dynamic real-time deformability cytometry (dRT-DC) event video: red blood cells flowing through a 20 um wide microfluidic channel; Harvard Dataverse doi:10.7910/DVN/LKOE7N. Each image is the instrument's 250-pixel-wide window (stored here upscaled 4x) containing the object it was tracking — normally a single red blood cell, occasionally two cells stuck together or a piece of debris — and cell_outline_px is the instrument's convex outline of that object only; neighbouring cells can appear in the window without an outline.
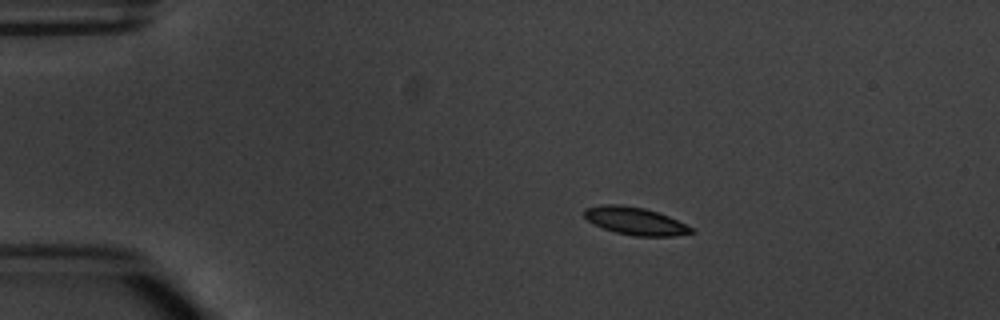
{"species": "common noctule bat (a hibernating species)", "species_latin": "Nyctalus noctula", "temperature_condition": "warm", "stored_images_in_passage": 3, "camera_frame_rate_fps": 3000, "um_per_image_px": 0.085, "animal": {"sex": "male", "body_mass_g": 20.1, "forearm_length_mm": 53.5}, "frame": {"image": 1, "passage_image": 2, "time_ms": 1.0, "image_size_px": [1000, 320], "cell_outline_px": [[696, 232], [672, 236], [636, 236], [616, 232], [592, 224], [584, 216], [584, 208], [604, 204], [620, 204], [644, 208], [668, 216], [696, 228]], "centroid_in_image_um": [54.01, 18.78], "position_along_channel_um": 31.0, "area_um2": 17.28}}